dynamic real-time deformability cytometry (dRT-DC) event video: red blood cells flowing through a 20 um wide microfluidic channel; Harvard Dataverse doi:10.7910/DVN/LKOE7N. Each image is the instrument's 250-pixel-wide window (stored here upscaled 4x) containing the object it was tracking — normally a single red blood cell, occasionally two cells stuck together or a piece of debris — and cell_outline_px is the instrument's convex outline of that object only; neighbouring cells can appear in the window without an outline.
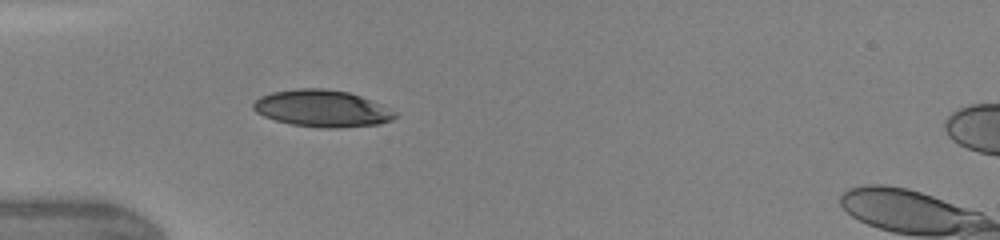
{"species": "human", "species_latin": "Homo sapiens", "temperature_condition": "warm", "stored_images_in_passage": 7, "camera_frame_rate_fps": 3000, "um_per_image_px": 0.085, "donor": {"sex": "female"}, "frame": {"image": 1, "passage_image": 1, "time_ms": 0.0, "image_size_px": [1000, 240], "cell_outline_px": [[396, 116], [392, 120], [380, 124], [336, 128], [320, 128], [292, 124], [276, 120], [264, 116], [256, 112], [252, 108], [252, 104], [260, 96], [272, 92], [296, 88], [320, 88], [348, 92], [360, 96], [380, 104], [396, 112]], "centroid_in_image_um": [27.36, 9.22], "position_along_channel_um": 57.6, "area_um2": 30.35}}